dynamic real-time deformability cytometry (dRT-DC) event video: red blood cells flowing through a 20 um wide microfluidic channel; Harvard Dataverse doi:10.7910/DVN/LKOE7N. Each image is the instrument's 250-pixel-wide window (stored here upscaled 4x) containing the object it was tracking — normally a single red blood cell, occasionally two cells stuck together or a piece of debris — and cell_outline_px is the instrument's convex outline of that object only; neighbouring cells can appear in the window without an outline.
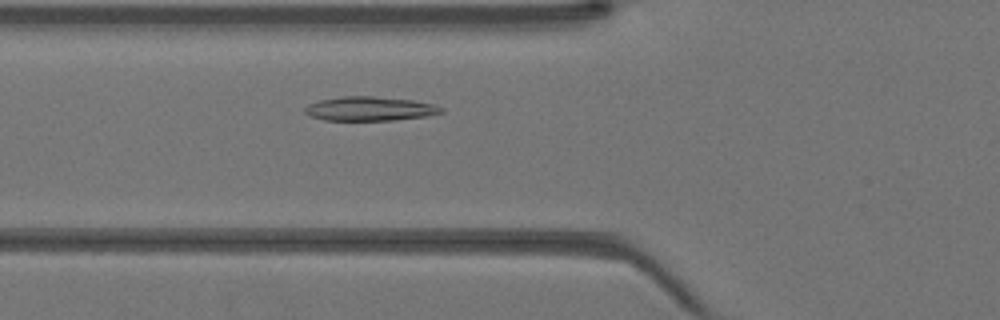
{"species": "Egyptian fruit bat (a non-hibernating species)", "species_latin": "Rousettus aegyptiacus", "temperature_condition": "warm", "stored_images_in_passage": 26, "camera_frame_rate_fps": 3000, "um_per_image_px": 0.085, "animal": {"sex": "female"}, "frame": {"image": 1, "passage_image": 9, "time_ms": 2.667, "image_size_px": [1000, 320], "cell_outline_px": [[444, 112], [424, 116], [392, 120], [324, 120], [308, 116], [304, 112], [304, 108], [308, 104], [320, 100], [340, 96], [372, 96], [412, 100], [436, 104], [444, 108]], "centroid_in_image_um": [31.41, 9.24], "position_along_channel_um": 94.4, "area_um2": 19.25}}
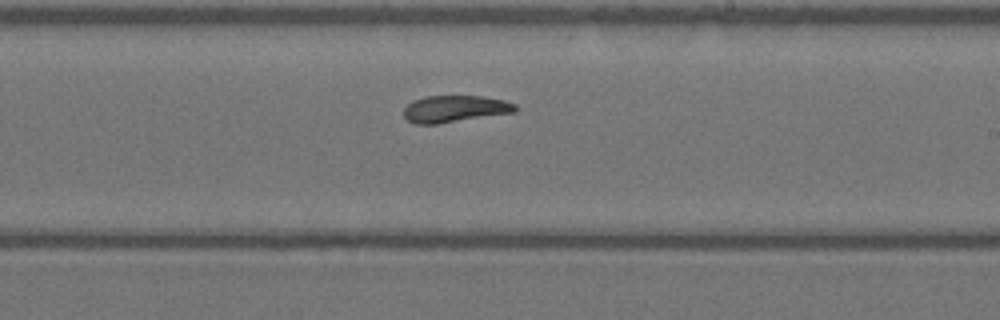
{"frame": {"image": 2, "passage_image": 19, "time_ms": 6.0, "image_size_px": [1000, 320], "cell_outline_px": [[520, 108], [516, 112], [436, 124], [416, 124], [408, 120], [404, 116], [404, 108], [412, 100], [424, 96], [480, 96], [504, 100], [516, 104]], "centroid_in_image_um": [38.68, 9.25], "position_along_channel_um": 250.3, "area_um2": 17.51}}
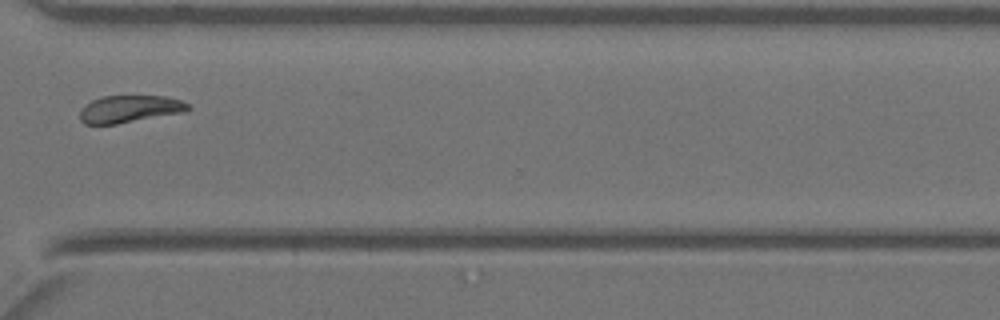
{"frame": {"image": 3, "passage_image": 26, "time_ms": 8.333, "image_size_px": [1000, 320], "cell_outline_px": [[192, 108], [184, 112], [116, 124], [84, 124], [80, 120], [80, 108], [84, 104], [92, 100], [104, 96], [164, 96], [180, 100], [188, 104]], "centroid_in_image_um": [10.99, 9.26], "position_along_channel_um": 359.6, "area_um2": 17.17}}